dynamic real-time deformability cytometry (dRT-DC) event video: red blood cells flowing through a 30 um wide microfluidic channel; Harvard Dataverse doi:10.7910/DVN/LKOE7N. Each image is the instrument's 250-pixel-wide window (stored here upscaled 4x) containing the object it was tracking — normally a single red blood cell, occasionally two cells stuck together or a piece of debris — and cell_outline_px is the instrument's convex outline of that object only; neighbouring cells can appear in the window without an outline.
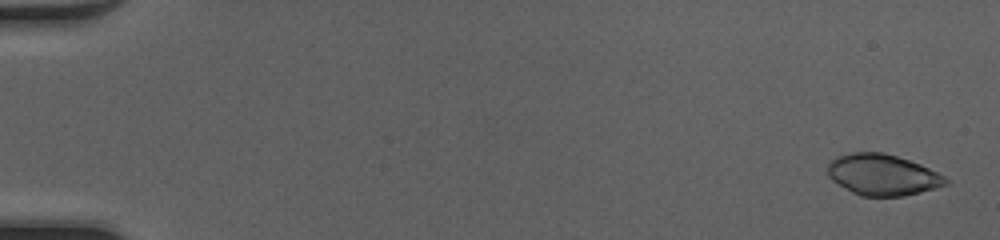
{"species": "common noctule bat (a hibernating species)", "species_latin": "Nyctalus noctula", "temperature_condition": "cold", "stored_images_in_passage": 50, "camera_frame_rate_fps": 3000, "um_per_image_px": 0.085, "animal": {"sex": "female", "body_mass_g": 20.0, "forearm_length_mm": 54.0}, "frame": {"image": 1, "passage_image": 2, "time_ms": 0.333, "image_size_px": [1000, 240], "cell_outline_px": [[948, 184], [920, 192], [904, 196], [860, 196], [852, 192], [832, 180], [828, 176], [828, 164], [836, 156], [852, 152], [884, 152], [920, 164], [944, 176], [948, 180]], "centroid_in_image_um": [74.99, 14.85], "position_along_channel_um": 10.0, "area_um2": 28.09}}
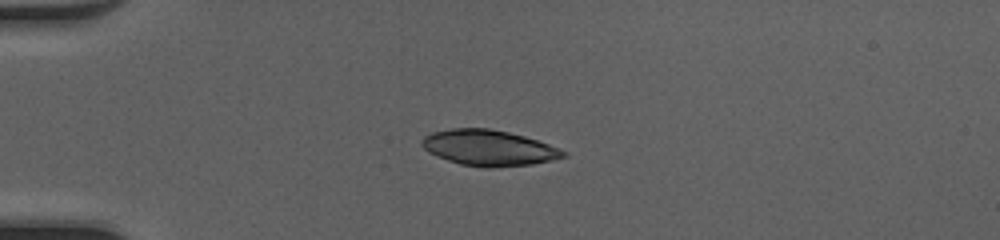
{"frame": {"image": 2, "passage_image": 14, "time_ms": 4.333, "image_size_px": [1000, 240], "cell_outline_px": [[568, 156], [552, 160], [532, 164], [492, 168], [488, 168], [460, 164], [448, 160], [428, 152], [420, 144], [420, 140], [424, 136], [432, 132], [452, 128], [488, 128], [508, 132], [524, 136], [560, 148], [568, 152]], "centroid_in_image_um": [41.55, 12.57], "position_along_channel_um": 43.5, "area_um2": 29.54}}